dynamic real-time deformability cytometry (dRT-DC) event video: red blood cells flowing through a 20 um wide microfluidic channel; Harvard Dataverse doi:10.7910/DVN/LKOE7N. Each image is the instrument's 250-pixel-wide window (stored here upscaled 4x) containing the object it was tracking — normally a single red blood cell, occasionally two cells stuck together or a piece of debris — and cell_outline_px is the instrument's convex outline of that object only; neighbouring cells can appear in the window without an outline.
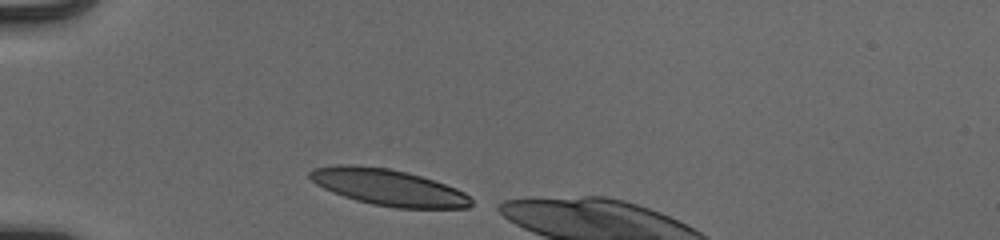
{"species": "human", "species_latin": "Homo sapiens", "temperature_condition": "cold", "stored_images_in_passage": 7, "camera_frame_rate_fps": 3000, "um_per_image_px": 0.085, "donor": {"sex": "male"}, "frame": {"image": 1, "passage_image": 1, "time_ms": 0.0, "image_size_px": [1000, 240], "cell_outline_px": [[472, 204], [468, 208], [396, 208], [372, 204], [356, 200], [332, 192], [316, 184], [308, 176], [308, 172], [312, 168], [336, 164], [352, 164], [388, 168], [408, 172], [456, 188], [464, 192], [472, 200]], "centroid_in_image_um": [32.97, 15.91], "position_along_channel_um": 52.0, "area_um2": 34.22}}
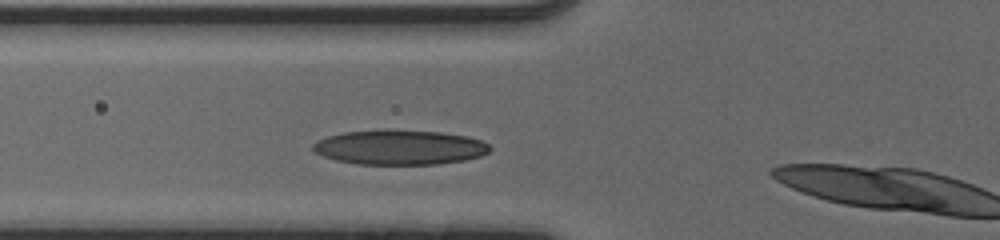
{"frame": {"image": 2, "passage_image": 6, "time_ms": 1.667, "image_size_px": [1000, 240], "cell_outline_px": [[492, 148], [488, 152], [480, 156], [464, 160], [440, 164], [356, 164], [336, 160], [324, 156], [316, 152], [312, 148], [312, 144], [316, 140], [328, 136], [344, 132], [376, 128], [440, 132], [464, 136], [480, 140], [488, 144]], "centroid_in_image_um": [33.93, 12.51], "position_along_channel_um": 91.9, "area_um2": 36.13}}